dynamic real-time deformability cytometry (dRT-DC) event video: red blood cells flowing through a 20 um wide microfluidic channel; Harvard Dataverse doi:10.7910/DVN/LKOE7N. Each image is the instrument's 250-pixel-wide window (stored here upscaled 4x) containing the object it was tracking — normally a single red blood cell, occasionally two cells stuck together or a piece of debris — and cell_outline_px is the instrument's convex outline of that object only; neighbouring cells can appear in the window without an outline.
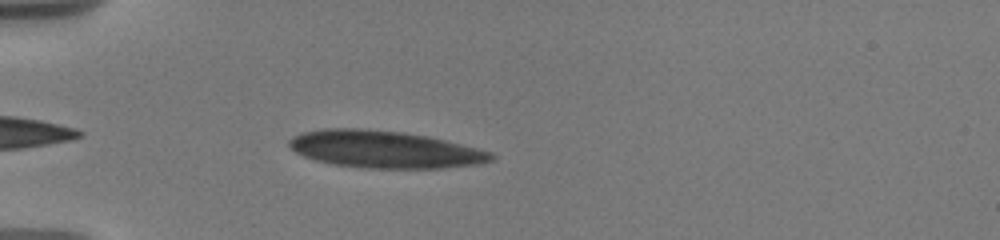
{"species": "human", "species_latin": "Homo sapiens", "temperature_condition": "warm", "stored_images_in_passage": 37, "camera_frame_rate_fps": 3000, "um_per_image_px": 0.085, "donor": {"sex": "male"}, "frame": {"image": 1, "passage_image": 4, "time_ms": 0.667, "image_size_px": [1000, 240], "cell_outline_px": [[496, 160], [480, 164], [444, 168], [364, 168], [332, 164], [316, 160], [304, 156], [296, 152], [288, 144], [288, 140], [292, 136], [300, 132], [324, 128], [360, 128], [404, 132], [428, 136], [492, 152], [496, 156]], "centroid_in_image_um": [32.69, 12.69], "position_along_channel_um": 52.3, "area_um2": 44.1}}
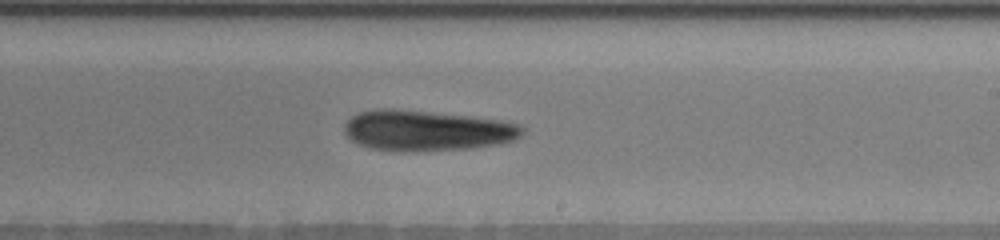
{"frame": {"image": 2, "passage_image": 16, "time_ms": 6.667, "image_size_px": [1000, 240], "cell_outline_px": [[524, 132], [516, 140], [496, 144], [472, 148], [368, 148], [352, 140], [344, 132], [344, 124], [356, 112], [376, 108], [392, 108], [468, 116], [504, 120], [520, 124], [524, 128]], "centroid_in_image_um": [36.3, 11.03], "position_along_channel_um": 252.7, "area_um2": 40.86}}
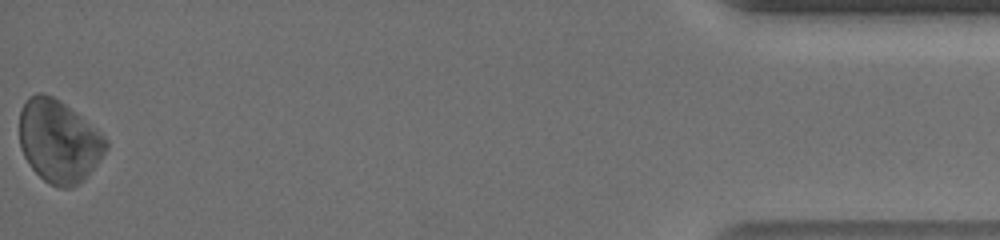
{"frame": {"image": 3, "passage_image": 36, "time_ms": 13.667, "image_size_px": [1000, 240], "cell_outline_px": [[108, 148], [84, 180], [72, 188], [60, 188], [48, 184], [32, 168], [24, 156], [20, 148], [20, 112], [28, 96], [36, 92], [44, 92], [60, 100], [80, 116], [104, 136], [108, 140]], "centroid_in_image_um": [4.99, 12.01], "position_along_channel_um": 430.2, "area_um2": 41.62}, "authors_computed_cell_mechanics": {"area_um2": 40.8646, "velocity_mm_per_s": 3.6592, "shape_relaxation_time_tau1_ms": 4.0345, "shape_relaxation_time_tau2_ms": null, "deformation_change_tau1": 0.0853, "deformation_change_tau2": null}}